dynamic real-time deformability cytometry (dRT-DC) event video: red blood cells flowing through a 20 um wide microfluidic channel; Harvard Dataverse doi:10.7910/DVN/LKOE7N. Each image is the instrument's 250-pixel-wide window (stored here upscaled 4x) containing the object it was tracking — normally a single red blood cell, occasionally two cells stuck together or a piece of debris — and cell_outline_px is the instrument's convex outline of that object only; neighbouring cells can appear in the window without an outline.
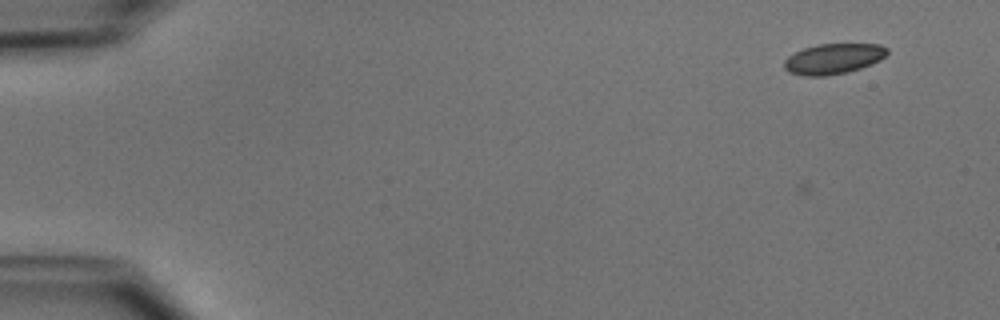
{"species": "common noctule bat (a hibernating species)", "species_latin": "Nyctalus noctula", "temperature_condition": "cold", "stored_images_in_passage": 5, "camera_frame_rate_fps": 3000, "um_per_image_px": 0.085, "animal": {"sex": "male", "body_mass_g": 15.6}, "frame": {"image": 1, "passage_image": 5, "time_ms": 1.333, "image_size_px": [1000, 320], "cell_outline_px": [[888, 52], [880, 60], [860, 68], [848, 72], [824, 76], [804, 76], [788, 72], [784, 68], [784, 60], [788, 56], [804, 48], [816, 44], [880, 44], [888, 48]], "centroid_in_image_um": [70.82, 5.0], "position_along_channel_um": 14.2, "area_um2": 18.26}}